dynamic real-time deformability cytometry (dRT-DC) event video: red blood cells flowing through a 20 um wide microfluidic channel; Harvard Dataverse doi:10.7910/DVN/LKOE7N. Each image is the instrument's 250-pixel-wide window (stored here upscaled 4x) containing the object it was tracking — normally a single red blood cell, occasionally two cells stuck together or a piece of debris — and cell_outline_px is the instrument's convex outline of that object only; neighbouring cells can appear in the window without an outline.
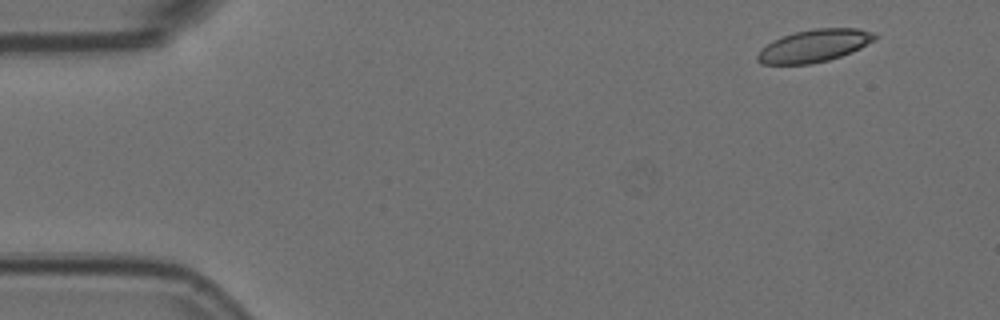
{"species": "Egyptian fruit bat (a non-hibernating species)", "species_latin": "Rousettus aegyptiacus", "temperature_condition": "room temperature", "stored_images_in_passage": 3, "camera_frame_rate_fps": 3000, "um_per_image_px": 0.085, "animal": {"sex": "female"}, "frame": {"image": 1, "passage_image": 1, "time_ms": 0.0, "image_size_px": [1000, 320], "cell_outline_px": [[880, 36], [860, 48], [852, 52], [828, 60], [812, 64], [760, 64], [756, 60], [756, 56], [772, 40], [796, 32], [816, 28], [856, 28], [876, 32]], "centroid_in_image_um": [69.25, 3.89], "position_along_channel_um": 15.8, "area_um2": 22.14}}